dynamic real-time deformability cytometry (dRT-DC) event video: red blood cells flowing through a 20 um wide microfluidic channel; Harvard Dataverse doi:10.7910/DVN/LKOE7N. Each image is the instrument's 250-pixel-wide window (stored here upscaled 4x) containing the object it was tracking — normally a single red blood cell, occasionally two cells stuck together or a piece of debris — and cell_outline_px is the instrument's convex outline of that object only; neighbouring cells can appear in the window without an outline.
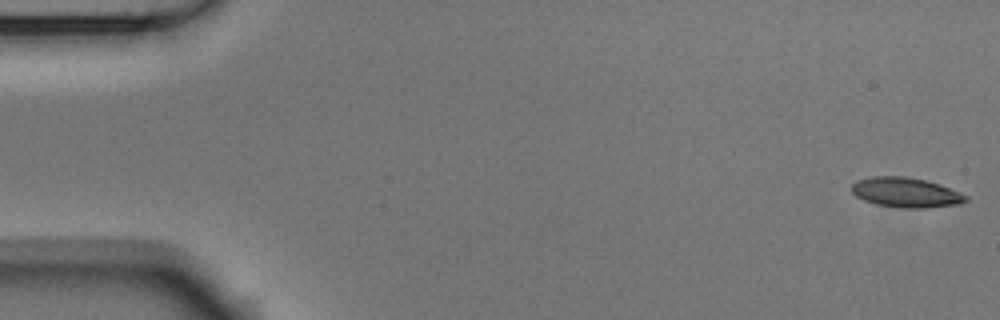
{"species": "Egyptian fruit bat (a non-hibernating species)", "species_latin": "Rousettus aegyptiacus", "temperature_condition": "room temperature", "stored_images_in_passage": 53, "camera_frame_rate_fps": 3000, "um_per_image_px": 0.085, "animal": {"sex": "male"}, "frame": {"image": 1, "passage_image": 1, "time_ms": 0.0, "image_size_px": [1000, 320], "cell_outline_px": [[968, 200], [960, 204], [924, 208], [904, 208], [876, 204], [864, 200], [856, 196], [852, 192], [852, 184], [856, 180], [872, 176], [904, 176], [924, 180], [948, 188], [968, 196]], "centroid_in_image_um": [76.97, 16.36], "position_along_channel_um": 8.0, "area_um2": 19.65}}
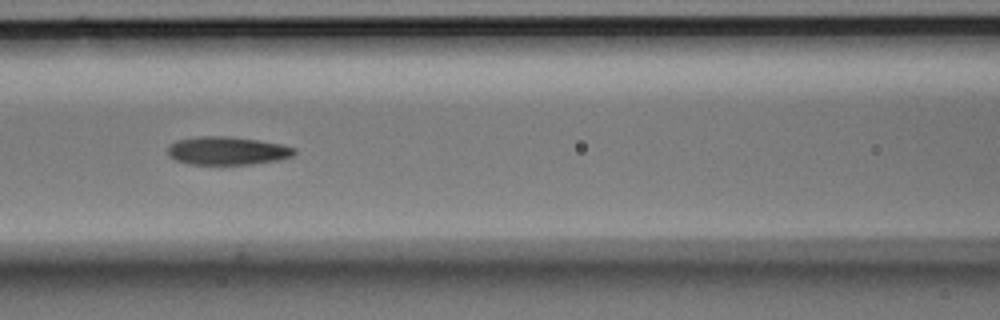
{"frame": {"image": 2, "passage_image": 23, "time_ms": 7.333, "image_size_px": [1000, 320], "cell_outline_px": [[296, 152], [292, 156], [276, 160], [252, 164], [188, 164], [176, 160], [168, 156], [168, 144], [176, 140], [200, 136], [228, 136], [256, 140], [280, 144], [296, 148]], "centroid_in_image_um": [19.27, 12.81], "position_along_channel_um": 147.3, "area_um2": 20.75}}
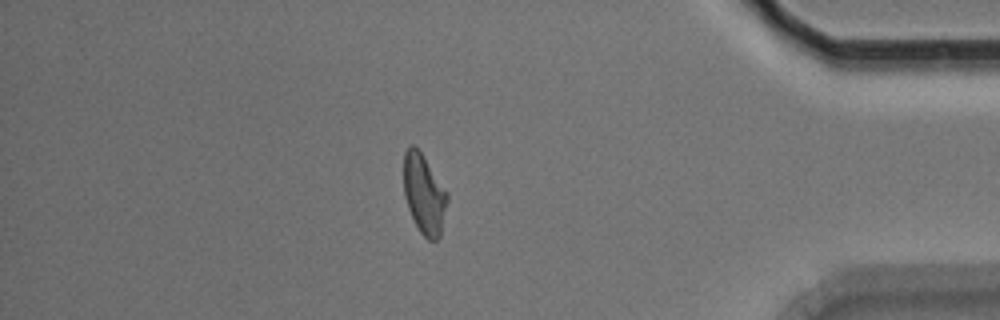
{"frame": {"image": 3, "passage_image": 46, "time_ms": 15.0, "image_size_px": [1000, 320], "cell_outline_px": [[448, 200], [440, 236], [436, 240], [428, 240], [420, 232], [408, 208], [404, 196], [404, 152], [412, 144], [420, 152], [448, 192]], "centroid_in_image_um": [36.05, 16.52], "position_along_channel_um": 399.1, "area_um2": 20.0}, "authors_computed_cell_mechanics": {"area_um2": 20.6346, "velocity_mm_per_s": 3.7558, "shape_relaxation_time_tau1_ms": 5.3715, "shape_relaxation_time_tau2_ms": 3.0204, "deformation_change_tau1": 0.1821, "deformation_change_tau2": 0.1193}}